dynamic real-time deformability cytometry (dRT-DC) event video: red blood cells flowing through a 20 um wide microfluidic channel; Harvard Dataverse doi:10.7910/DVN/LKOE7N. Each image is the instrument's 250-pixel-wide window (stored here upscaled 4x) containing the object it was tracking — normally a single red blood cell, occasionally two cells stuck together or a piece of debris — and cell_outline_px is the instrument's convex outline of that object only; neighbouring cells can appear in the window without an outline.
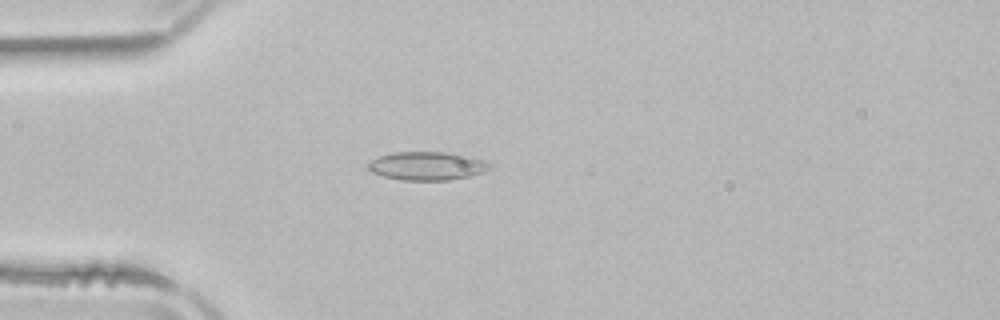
{"species": "common noctule bat (a hibernating species)", "species_latin": "Nyctalus noctula", "temperature_condition": "room temperature", "stored_images_in_passage": 46, "camera_frame_rate_fps": 3000, "um_per_image_px": 0.085, "animal": {"sex": "male", "body_mass_g": 21.5, "forearm_length_mm": 52.0}, "frame": {"image": 1, "passage_image": 8, "time_ms": 2.333, "image_size_px": [1000, 320], "cell_outline_px": [[492, 164], [484, 172], [472, 176], [448, 180], [400, 180], [384, 176], [372, 172], [368, 168], [368, 164], [372, 160], [380, 156], [396, 152], [444, 152], [468, 156]], "centroid_in_image_um": [36.3, 14.11], "position_along_channel_um": 48.7, "area_um2": 19.88}}
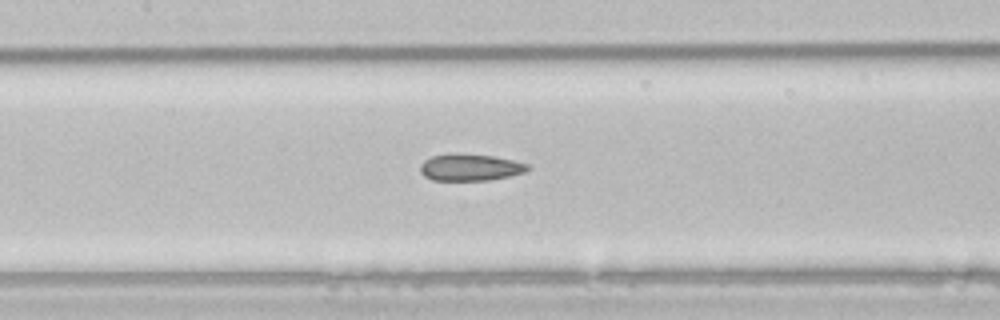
{"frame": {"image": 2, "passage_image": 18, "time_ms": 5.667, "image_size_px": [1000, 320], "cell_outline_px": [[532, 168], [524, 172], [508, 176], [488, 180], [432, 180], [424, 176], [420, 172], [420, 164], [424, 160], [432, 156], [492, 156], [512, 160], [528, 164]], "centroid_in_image_um": [39.98, 14.27], "position_along_channel_um": 167.4, "area_um2": 16.01}}
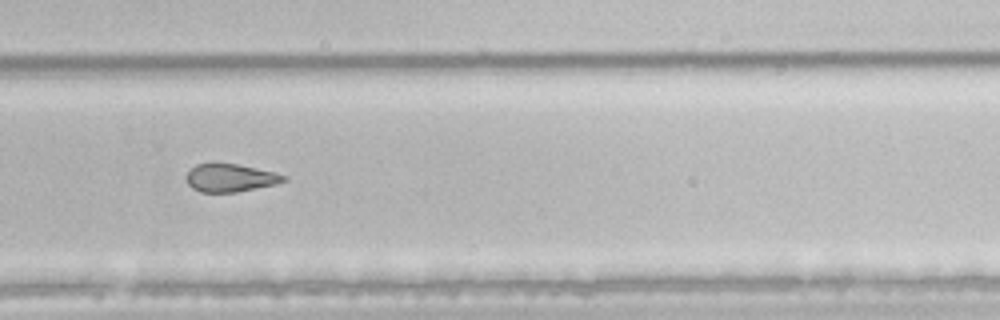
{"frame": {"image": 3, "passage_image": 29, "time_ms": 9.333, "image_size_px": [1000, 320], "cell_outline_px": [[288, 180], [276, 184], [236, 192], [200, 192], [192, 188], [188, 184], [188, 172], [196, 164], [236, 164], [276, 172], [288, 176]], "centroid_in_image_um": [19.63, 15.13], "position_along_channel_um": 310.2, "area_um2": 15.66}, "authors_computed_cell_mechanics": {"area_um2": 18.6983, "velocity_mm_per_s": 3.9096, "shape_relaxation_time_tau1_ms": null, "shape_relaxation_time_tau2_ms": 3.2455, "deformation_change_tau1": null, "deformation_change_tau2": 0.1087}}